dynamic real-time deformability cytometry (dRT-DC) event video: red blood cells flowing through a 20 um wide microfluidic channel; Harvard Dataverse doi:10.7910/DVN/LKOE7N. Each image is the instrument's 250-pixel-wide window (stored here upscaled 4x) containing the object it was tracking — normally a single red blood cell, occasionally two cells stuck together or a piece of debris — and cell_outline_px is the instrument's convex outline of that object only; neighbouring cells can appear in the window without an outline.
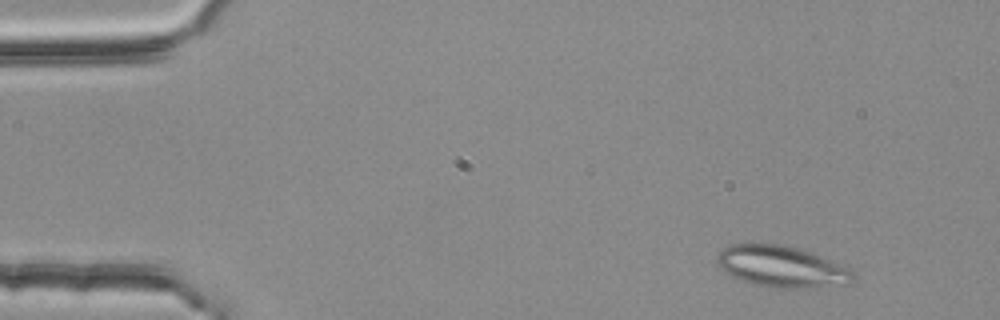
{"species": "common noctule bat (a hibernating species)", "species_latin": "Nyctalus noctula", "temperature_condition": "room temperature", "stored_images_in_passage": 48, "segment_of_instrument_passage": [1, 2], "camera_frame_rate_fps": 3000, "um_per_image_px": 0.085, "animal": {"sex": "female", "body_mass_g": 25.1}, "frame": {"image": 1, "passage_image": 2, "time_ms": 0.333, "image_size_px": [1000, 320], "cell_outline_px": [[852, 276], [848, 284], [804, 288], [772, 288], [752, 284], [740, 280], [724, 272], [716, 264], [716, 256], [724, 248], [732, 244], [784, 244], [820, 256], [848, 268], [852, 272]], "centroid_in_image_um": [66.35, 22.67], "position_along_channel_um": 18.6, "area_um2": 32.48}}